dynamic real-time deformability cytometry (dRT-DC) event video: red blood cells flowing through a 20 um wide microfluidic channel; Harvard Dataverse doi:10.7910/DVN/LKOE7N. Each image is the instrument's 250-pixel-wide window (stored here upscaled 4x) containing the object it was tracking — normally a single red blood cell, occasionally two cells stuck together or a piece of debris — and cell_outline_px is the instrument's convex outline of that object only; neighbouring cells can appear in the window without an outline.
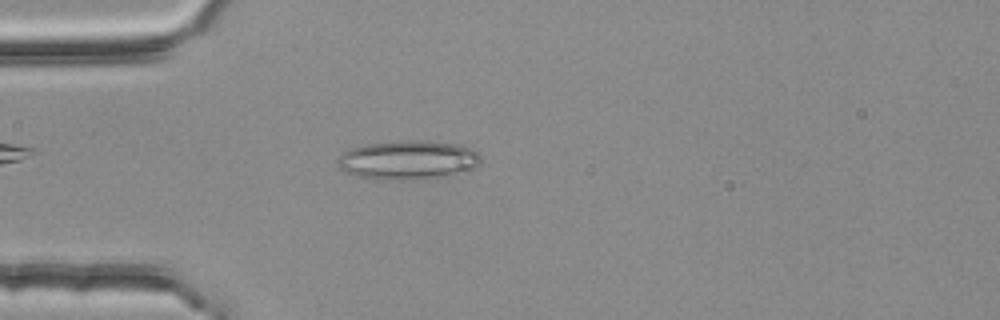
{"species": "common noctule bat (a hibernating species)", "species_latin": "Nyctalus noctula", "temperature_condition": "room temperature", "stored_images_in_passage": 50, "camera_frame_rate_fps": 3000, "um_per_image_px": 0.085, "animal": {"sex": "female", "body_mass_g": 25.1}, "frame": {"image": 1, "passage_image": 14, "time_ms": 4.333, "image_size_px": [1000, 320], "cell_outline_px": [[480, 164], [452, 176], [416, 180], [376, 180], [356, 176], [340, 168], [336, 160], [340, 152], [352, 148], [368, 144], [408, 140], [428, 140], [460, 144], [472, 148], [480, 156]], "centroid_in_image_um": [34.68, 13.61], "position_along_channel_um": 50.3, "area_um2": 33.12}}
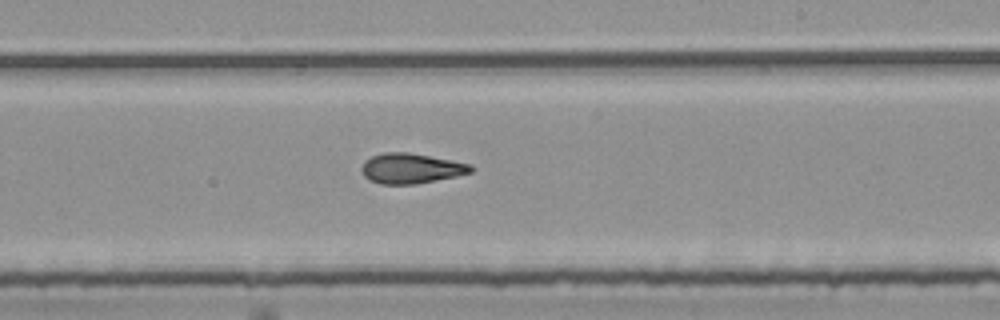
{"frame": {"image": 2, "passage_image": 31, "time_ms": 10.0, "image_size_px": [1000, 320], "cell_outline_px": [[472, 172], [456, 176], [416, 184], [380, 184], [368, 180], [364, 176], [360, 168], [364, 160], [372, 156], [384, 152], [408, 152], [472, 164]], "centroid_in_image_um": [34.89, 14.31], "position_along_channel_um": 254.1, "area_um2": 19.25}}
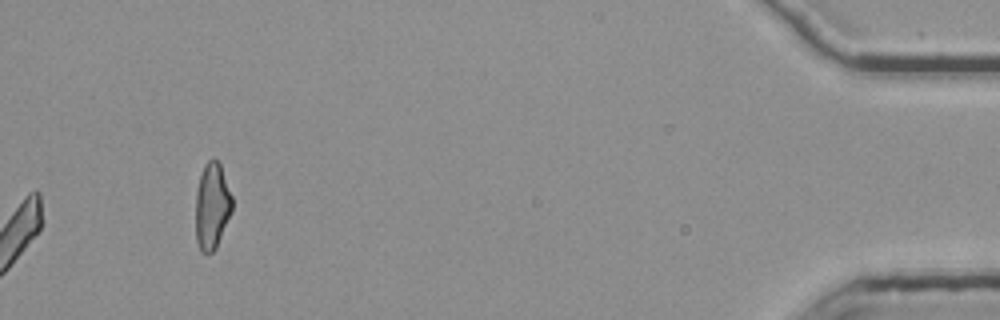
{"frame": {"image": 3, "passage_image": 50, "time_ms": 16.333, "image_size_px": [1000, 320], "cell_outline_px": [[232, 212], [216, 248], [212, 252], [200, 252], [196, 240], [196, 192], [200, 176], [204, 164], [212, 156], [220, 164], [232, 196]], "centroid_in_image_um": [18.02, 17.51], "position_along_channel_um": 417.2, "area_um2": 18.44}, "authors_computed_cell_mechanics": {"area_um2": 19.5075, "velocity_mm_per_s": 3.7859, "shape_relaxation_time_tau1_ms": 7.0749, "shape_relaxation_time_tau2_ms": 2.7254, "deformation_change_tau1": 0.1894, "deformation_change_tau2": 0.1156}}